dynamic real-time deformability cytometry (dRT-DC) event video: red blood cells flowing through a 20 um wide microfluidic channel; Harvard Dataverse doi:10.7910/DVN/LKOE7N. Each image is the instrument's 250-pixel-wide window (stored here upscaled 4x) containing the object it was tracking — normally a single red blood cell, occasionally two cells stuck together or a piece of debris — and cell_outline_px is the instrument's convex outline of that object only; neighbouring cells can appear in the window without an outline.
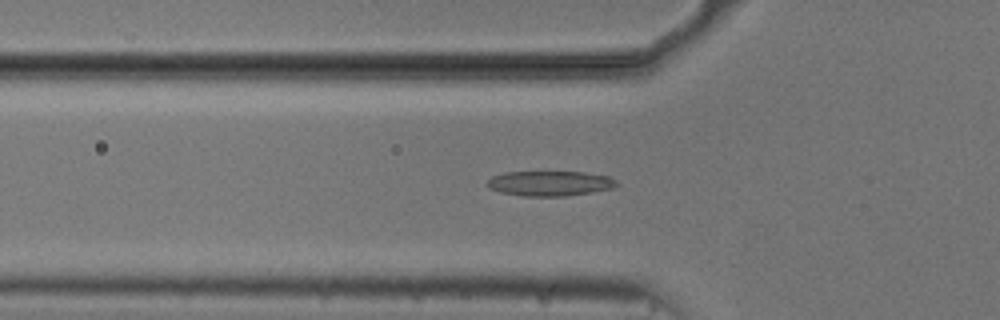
{"species": "common noctule bat (a hibernating species)", "species_latin": "Nyctalus noctula", "temperature_condition": "cold", "stored_images_in_passage": 46, "camera_frame_rate_fps": 3000, "um_per_image_px": 0.085, "animal": {"sex": "male", "body_mass_g": 20.5, "forearm_length_mm": 52.5}, "frame": {"image": 1, "passage_image": 17, "time_ms": 5.333, "image_size_px": [1000, 320], "cell_outline_px": [[620, 184], [616, 188], [592, 192], [564, 196], [524, 196], [500, 192], [488, 188], [484, 184], [492, 176], [508, 172], [584, 172], [608, 176], [616, 180]], "centroid_in_image_um": [46.76, 15.59], "position_along_channel_um": 79.0, "area_um2": 19.02}}
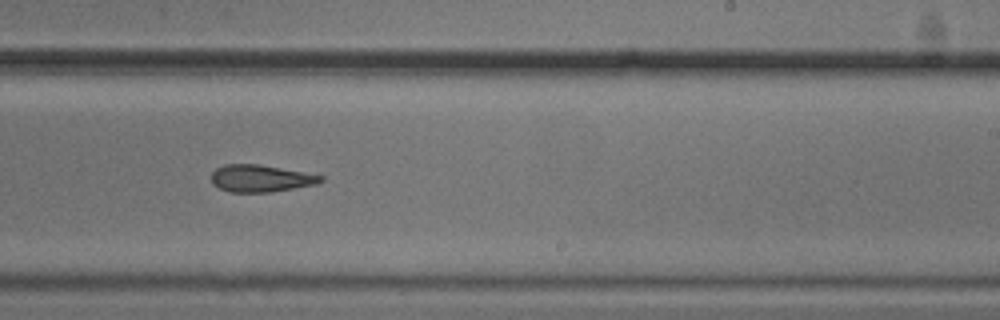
{"frame": {"image": 2, "passage_image": 32, "time_ms": 10.333, "image_size_px": [1000, 320], "cell_outline_px": [[324, 180], [316, 184], [272, 192], [228, 192], [212, 184], [212, 172], [216, 168], [224, 164], [260, 164], [324, 176]], "centroid_in_image_um": [22.14, 15.16], "position_along_channel_um": 266.9, "area_um2": 17.28}}
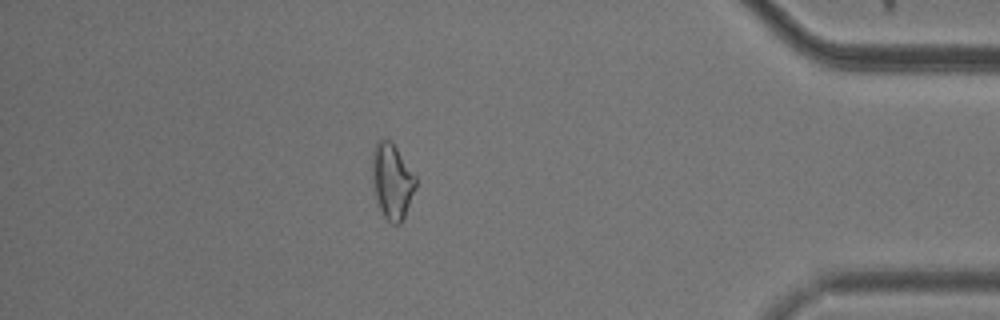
{"frame": {"image": 3, "passage_image": 46, "time_ms": 15.0, "image_size_px": [1000, 320], "cell_outline_px": [[416, 188], [404, 216], [400, 224], [392, 224], [384, 216], [380, 208], [376, 196], [372, 180], [372, 152], [376, 140], [388, 140], [396, 148], [416, 176]], "centroid_in_image_um": [33.32, 15.39], "position_along_channel_um": 401.9, "area_um2": 18.84}, "authors_computed_cell_mechanics": {"area_um2": 18.4671, "velocity_mm_per_s": 3.7363, "shape_relaxation_time_tau1_ms": null, "shape_relaxation_time_tau2_ms": 7.91, "deformation_change_tau1": null, "deformation_change_tau2": 0.1868}}